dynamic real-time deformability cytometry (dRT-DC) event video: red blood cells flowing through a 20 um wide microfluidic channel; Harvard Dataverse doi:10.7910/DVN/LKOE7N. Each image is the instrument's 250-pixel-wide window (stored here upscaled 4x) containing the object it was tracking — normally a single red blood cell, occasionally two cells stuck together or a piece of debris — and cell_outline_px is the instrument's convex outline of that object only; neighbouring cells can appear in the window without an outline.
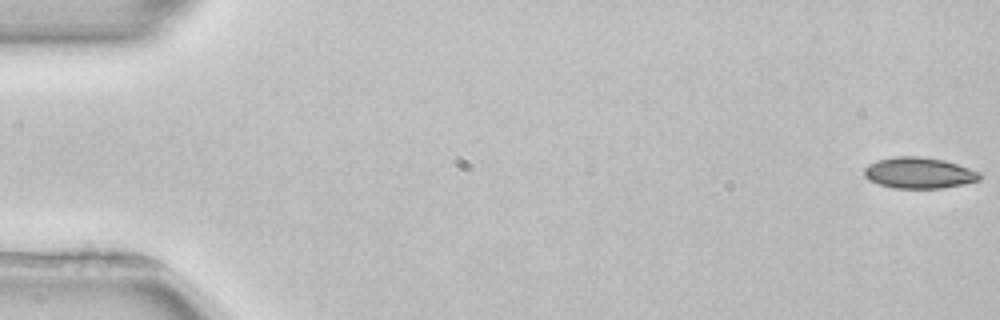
{"species": "common noctule bat (a hibernating species)", "species_latin": "Nyctalus noctula", "temperature_condition": "room temperature", "stored_images_in_passage": 53, "camera_frame_rate_fps": 3000, "um_per_image_px": 0.085, "animal": {"sex": "female", "body_mass_g": 22.7, "forearm_length_mm": 54.2}, "frame": {"image": 1, "passage_image": 1, "time_ms": 0.0, "image_size_px": [1000, 320], "cell_outline_px": [[980, 180], [964, 184], [940, 188], [892, 188], [868, 180], [864, 176], [864, 168], [868, 164], [876, 160], [896, 156], [920, 156], [944, 160], [980, 172]], "centroid_in_image_um": [78.08, 14.69], "position_along_channel_um": 6.9, "area_um2": 20.92}}
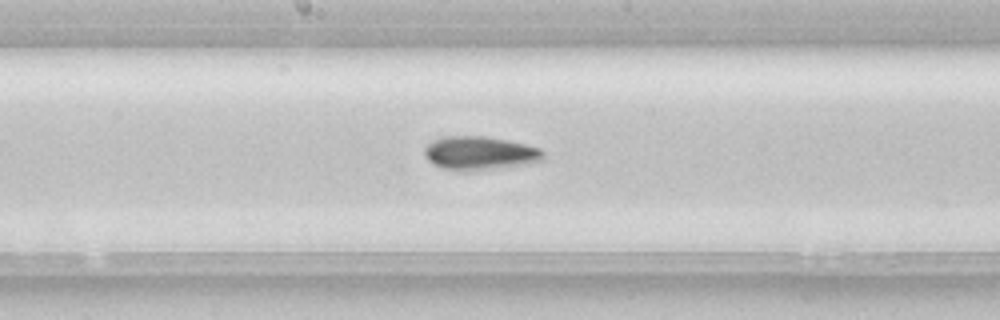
{"frame": {"image": 2, "passage_image": 28, "time_ms": 9.0, "image_size_px": [1000, 320], "cell_outline_px": [[544, 160], [520, 164], [488, 168], [444, 168], [432, 164], [424, 156], [424, 148], [428, 144], [444, 136], [484, 136], [508, 140], [540, 148], [544, 152]], "centroid_in_image_um": [40.77, 12.96], "position_along_channel_um": 207.4, "area_um2": 22.25}}
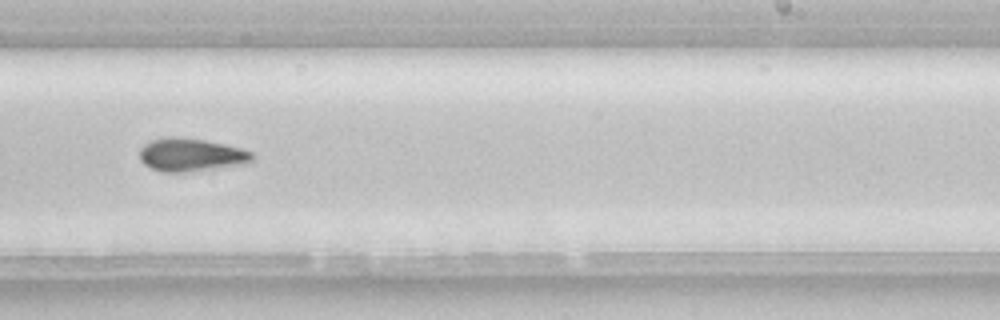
{"frame": {"image": 3, "passage_image": 33, "time_ms": 10.667, "image_size_px": [1000, 320], "cell_outline_px": [[256, 160], [252, 164], [188, 172], [160, 172], [144, 164], [140, 160], [140, 148], [144, 144], [152, 140], [164, 136], [176, 136], [204, 140], [224, 144], [240, 148], [252, 152], [256, 156]], "centroid_in_image_um": [16.3, 13.17], "position_along_channel_um": 272.7, "area_um2": 22.31}, "authors_computed_cell_mechanics": {"area_um2": 21.097, "velocity_mm_per_s": 3.9468, "shape_relaxation_time_tau1_ms": 4.6753, "shape_relaxation_time_tau2_ms": null, "deformation_change_tau1": 0.1066, "deformation_change_tau2": null}}